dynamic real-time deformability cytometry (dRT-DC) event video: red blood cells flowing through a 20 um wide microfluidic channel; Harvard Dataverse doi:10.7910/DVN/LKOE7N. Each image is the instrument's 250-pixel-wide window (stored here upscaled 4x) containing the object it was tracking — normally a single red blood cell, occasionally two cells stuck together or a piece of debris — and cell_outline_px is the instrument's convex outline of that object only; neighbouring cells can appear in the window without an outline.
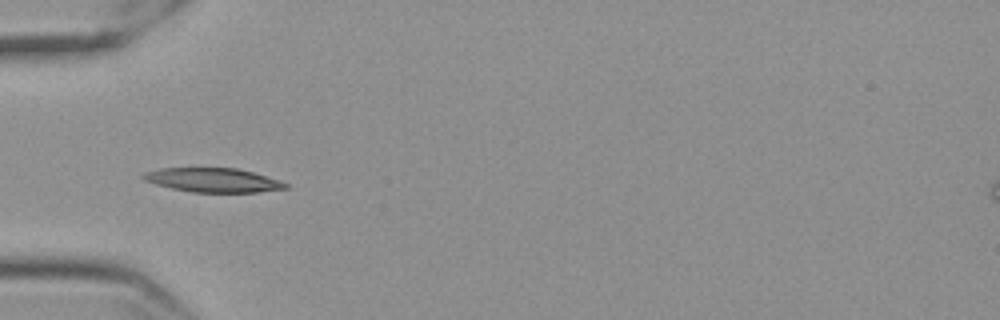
{"species": "Egyptian fruit bat (a non-hibernating species)", "species_latin": "Rousettus aegyptiacus", "temperature_condition": "cold", "stored_images_in_passage": 40, "camera_frame_rate_fps": 3000, "um_per_image_px": 0.085, "frame": {"image": 1, "passage_image": 1, "time_ms": 0.0, "image_size_px": [1000, 320], "cell_outline_px": [[288, 188], [256, 192], [192, 192], [172, 188], [156, 184], [144, 180], [140, 176], [144, 172], [160, 168], [236, 168], [252, 172], [280, 180], [288, 184]], "centroid_in_image_um": [18.09, 15.3], "position_along_channel_um": 66.9, "area_um2": 19.88}}
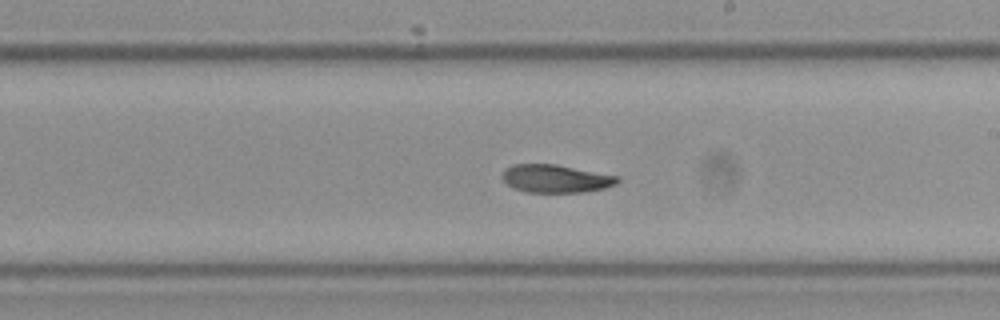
{"frame": {"image": 2, "passage_image": 16, "time_ms": 5.0, "image_size_px": [1000, 320], "cell_outline_px": [[620, 180], [616, 184], [604, 188], [584, 192], [524, 192], [512, 188], [500, 176], [512, 164], [556, 164], [620, 176]], "centroid_in_image_um": [47.25, 15.18], "position_along_channel_um": 241.7, "area_um2": 18.84}}
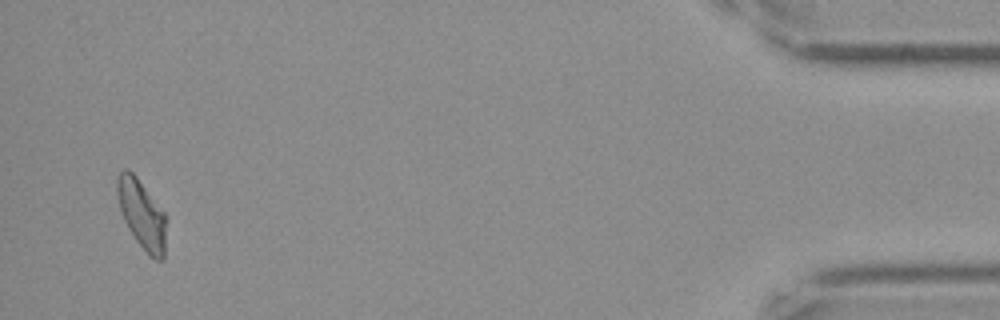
{"frame": {"image": 3, "passage_image": 38, "time_ms": 12.333, "image_size_px": [1000, 320], "cell_outline_px": [[164, 260], [156, 260], [148, 256], [136, 240], [128, 228], [124, 220], [120, 208], [116, 192], [116, 180], [120, 172], [124, 168], [128, 168], [136, 176], [164, 212]], "centroid_in_image_um": [12.01, 18.2], "position_along_channel_um": 423.2, "area_um2": 19.36}, "authors_computed_cell_mechanics": {"area_um2": 19.3341, "velocity_mm_per_s": 3.5221, "shape_relaxation_time_tau1_ms": 10.9371, "shape_relaxation_time_tau2_ms": 10.0363, "deformation_change_tau1": 0.2462, "deformation_change_tau2": 0.1533}}